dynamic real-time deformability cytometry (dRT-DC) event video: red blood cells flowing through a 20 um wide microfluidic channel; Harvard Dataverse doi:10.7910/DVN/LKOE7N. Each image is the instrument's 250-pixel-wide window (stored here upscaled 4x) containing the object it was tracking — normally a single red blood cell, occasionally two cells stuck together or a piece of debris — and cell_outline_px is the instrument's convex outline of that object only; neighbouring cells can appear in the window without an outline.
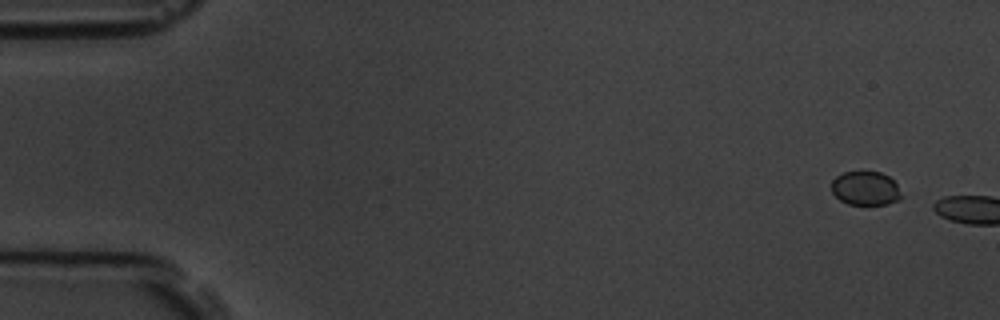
{"species": "common noctule bat (a hibernating species)", "species_latin": "Nyctalus noctula", "temperature_condition": "room temperature", "stored_images_in_passage": 2, "camera_frame_rate_fps": 3000, "um_per_image_px": 0.085, "animal": {"sex": "male", "body_mass_g": 19.5, "forearm_length_mm": 54.6}, "frame": {"image": 1, "passage_image": 1, "time_ms": 0.0, "image_size_px": [1000, 320], "cell_outline_px": [[900, 200], [888, 204], [848, 204], [840, 200], [832, 192], [832, 180], [836, 176], [844, 172], [880, 172], [888, 176], [896, 184], [900, 196]], "centroid_in_image_um": [73.54, 16.01], "position_along_channel_um": 11.5, "area_um2": 13.58}}